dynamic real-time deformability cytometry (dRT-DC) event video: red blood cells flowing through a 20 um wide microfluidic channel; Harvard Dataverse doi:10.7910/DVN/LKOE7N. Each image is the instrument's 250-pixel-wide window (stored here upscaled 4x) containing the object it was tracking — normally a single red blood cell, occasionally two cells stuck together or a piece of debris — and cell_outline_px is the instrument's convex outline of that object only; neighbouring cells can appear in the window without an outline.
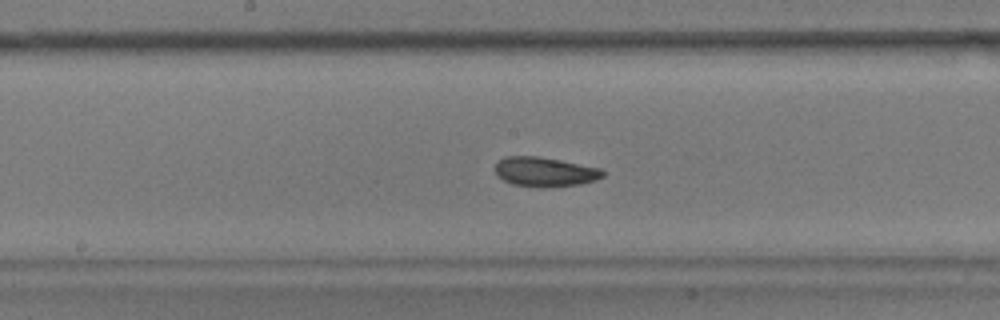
{"species": "common noctule bat (a hibernating species)", "species_latin": "Nyctalus noctula", "temperature_condition": "warm", "stored_images_in_passage": 37, "camera_frame_rate_fps": 3000, "um_per_image_px": 0.085, "animal": {"sex": "male", "body_mass_g": 17.9}, "frame": {"image": 1, "passage_image": 11, "time_ms": 3.333, "image_size_px": [1000, 320], "cell_outline_px": [[604, 176], [596, 180], [580, 184], [544, 188], [540, 188], [512, 184], [504, 180], [496, 172], [496, 164], [504, 156], [536, 156], [560, 160], [600, 168], [604, 172]], "centroid_in_image_um": [46.33, 14.61], "position_along_channel_um": 201.9, "area_um2": 18.44}}
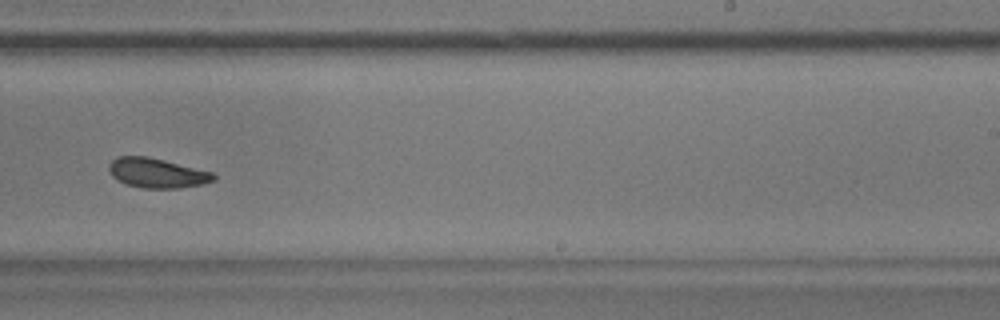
{"frame": {"image": 2, "passage_image": 17, "time_ms": 5.333, "image_size_px": [1000, 320], "cell_outline_px": [[216, 180], [200, 184], [180, 188], [144, 188], [128, 184], [112, 176], [108, 168], [108, 164], [112, 160], [120, 156], [148, 156], [212, 172], [216, 176]], "centroid_in_image_um": [13.34, 14.7], "position_along_channel_um": 275.7, "area_um2": 17.86}}
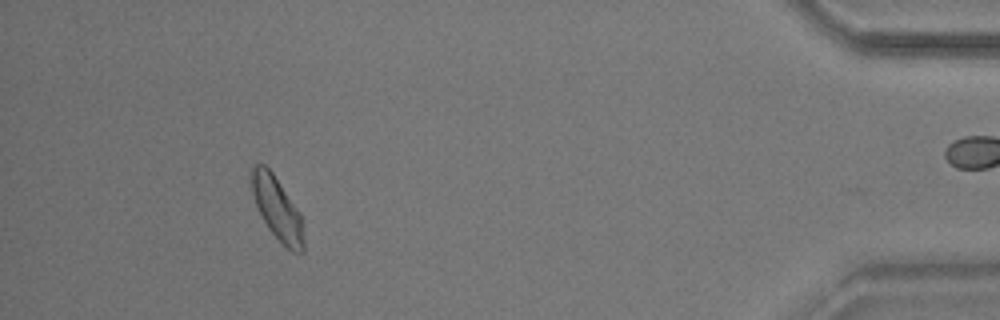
{"frame": {"image": 3, "passage_image": 33, "time_ms": 10.667, "image_size_px": [1000, 320], "cell_outline_px": [[304, 252], [292, 252], [268, 228], [256, 204], [252, 192], [248, 176], [248, 172], [252, 164], [264, 164], [272, 172], [300, 212], [304, 240]], "centroid_in_image_um": [23.52, 17.65], "position_along_channel_um": 411.7, "area_um2": 19.07}}